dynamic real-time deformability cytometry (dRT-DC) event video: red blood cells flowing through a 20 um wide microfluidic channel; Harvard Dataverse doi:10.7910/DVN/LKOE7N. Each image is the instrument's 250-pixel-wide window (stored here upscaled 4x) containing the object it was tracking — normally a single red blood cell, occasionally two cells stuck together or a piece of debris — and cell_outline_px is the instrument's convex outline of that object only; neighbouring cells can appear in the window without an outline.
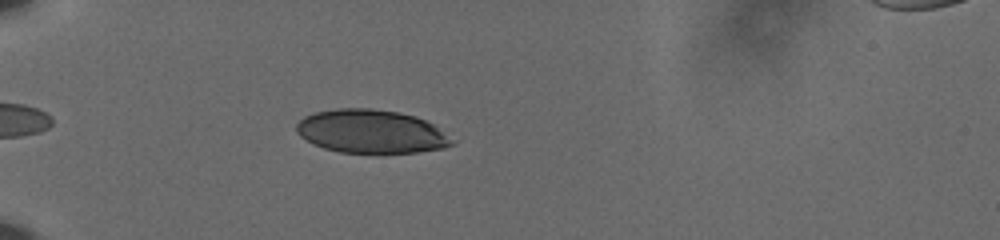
{"species": "human", "species_latin": "Homo sapiens", "temperature_condition": "cold", "stored_images_in_passage": 41, "camera_frame_rate_fps": 3000, "um_per_image_px": 0.085, "donor": {"sex": "male"}, "frame": {"image": 1, "passage_image": 1, "time_ms": 0.0, "image_size_px": [1000, 240], "cell_outline_px": [[452, 144], [444, 148], [416, 152], [340, 152], [324, 148], [312, 144], [300, 136], [296, 132], [296, 124], [304, 116], [312, 112], [336, 108], [368, 108], [396, 112], [416, 116], [432, 124], [452, 140]], "centroid_in_image_um": [31.46, 11.16], "position_along_channel_um": 53.5, "area_um2": 39.02}}
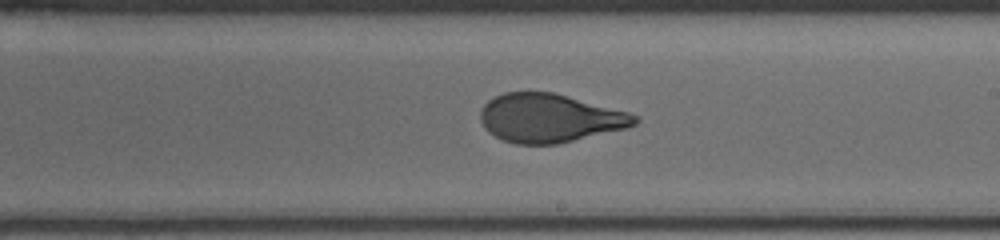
{"frame": {"image": 2, "passage_image": 19, "time_ms": 6.0, "image_size_px": [1000, 240], "cell_outline_px": [[640, 120], [636, 124], [628, 128], [556, 144], [516, 144], [504, 140], [488, 132], [484, 128], [480, 120], [480, 112], [484, 104], [488, 100], [504, 92], [552, 92], [628, 112], [636, 116]], "centroid_in_image_um": [46.7, 10.04], "position_along_channel_um": 242.3, "area_um2": 43.47}}
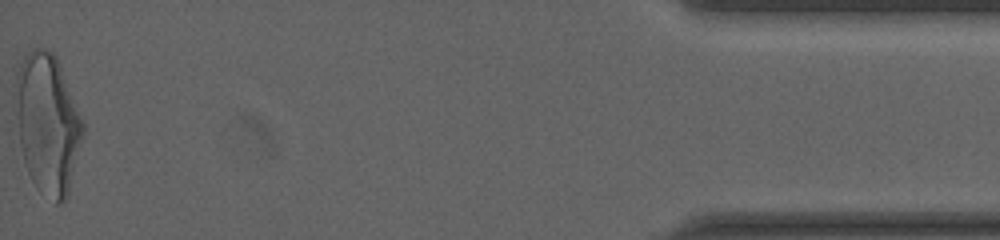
{"frame": {"image": 3, "passage_image": 41, "time_ms": 13.333, "image_size_px": [1000, 240], "cell_outline_px": [[84, 136], [68, 196], [60, 204], [56, 204], [36, 188], [28, 172], [24, 160], [20, 144], [16, 112], [16, 72], [24, 56], [32, 48], [48, 48], [56, 56], [84, 120]], "centroid_in_image_um": [4.08, 10.51], "position_along_channel_um": 431.1, "area_um2": 55.2}, "authors_computed_cell_mechanics": {"area_um2": 44.506, "velocity_mm_per_s": 3.6205, "shape_relaxation_time_tau1_ms": 5.9387, "shape_relaxation_time_tau2_ms": null, "deformation_change_tau1": 0.2006, "deformation_change_tau2": null}}